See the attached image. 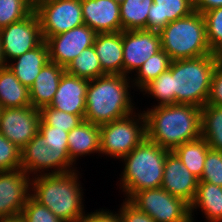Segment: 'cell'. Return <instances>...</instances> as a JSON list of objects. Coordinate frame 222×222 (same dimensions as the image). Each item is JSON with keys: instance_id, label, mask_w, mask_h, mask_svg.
<instances>
[{"instance_id": "45", "label": "cell", "mask_w": 222, "mask_h": 222, "mask_svg": "<svg viewBox=\"0 0 222 222\" xmlns=\"http://www.w3.org/2000/svg\"><path fill=\"white\" fill-rule=\"evenodd\" d=\"M117 1L119 4H121L124 0H115Z\"/></svg>"}, {"instance_id": "43", "label": "cell", "mask_w": 222, "mask_h": 222, "mask_svg": "<svg viewBox=\"0 0 222 222\" xmlns=\"http://www.w3.org/2000/svg\"><path fill=\"white\" fill-rule=\"evenodd\" d=\"M6 66L4 62L3 54H2V45H1V37H0V69Z\"/></svg>"}, {"instance_id": "15", "label": "cell", "mask_w": 222, "mask_h": 222, "mask_svg": "<svg viewBox=\"0 0 222 222\" xmlns=\"http://www.w3.org/2000/svg\"><path fill=\"white\" fill-rule=\"evenodd\" d=\"M30 192L31 178L23 169L0 172V218L20 215Z\"/></svg>"}, {"instance_id": "44", "label": "cell", "mask_w": 222, "mask_h": 222, "mask_svg": "<svg viewBox=\"0 0 222 222\" xmlns=\"http://www.w3.org/2000/svg\"><path fill=\"white\" fill-rule=\"evenodd\" d=\"M34 5L40 0H30Z\"/></svg>"}, {"instance_id": "17", "label": "cell", "mask_w": 222, "mask_h": 222, "mask_svg": "<svg viewBox=\"0 0 222 222\" xmlns=\"http://www.w3.org/2000/svg\"><path fill=\"white\" fill-rule=\"evenodd\" d=\"M88 83V79L71 75L65 71L49 106L72 115H79L84 120Z\"/></svg>"}, {"instance_id": "32", "label": "cell", "mask_w": 222, "mask_h": 222, "mask_svg": "<svg viewBox=\"0 0 222 222\" xmlns=\"http://www.w3.org/2000/svg\"><path fill=\"white\" fill-rule=\"evenodd\" d=\"M33 10L30 0H0V29L22 20Z\"/></svg>"}, {"instance_id": "16", "label": "cell", "mask_w": 222, "mask_h": 222, "mask_svg": "<svg viewBox=\"0 0 222 222\" xmlns=\"http://www.w3.org/2000/svg\"><path fill=\"white\" fill-rule=\"evenodd\" d=\"M198 182L199 179L184 166L178 156L169 151L165 159L161 187L191 204L197 192Z\"/></svg>"}, {"instance_id": "5", "label": "cell", "mask_w": 222, "mask_h": 222, "mask_svg": "<svg viewBox=\"0 0 222 222\" xmlns=\"http://www.w3.org/2000/svg\"><path fill=\"white\" fill-rule=\"evenodd\" d=\"M168 152L169 150L145 138L120 160L124 161V169L118 186L125 193V199H130L138 191L161 188Z\"/></svg>"}, {"instance_id": "39", "label": "cell", "mask_w": 222, "mask_h": 222, "mask_svg": "<svg viewBox=\"0 0 222 222\" xmlns=\"http://www.w3.org/2000/svg\"><path fill=\"white\" fill-rule=\"evenodd\" d=\"M206 104L222 106V62L220 61L212 75L210 94Z\"/></svg>"}, {"instance_id": "34", "label": "cell", "mask_w": 222, "mask_h": 222, "mask_svg": "<svg viewBox=\"0 0 222 222\" xmlns=\"http://www.w3.org/2000/svg\"><path fill=\"white\" fill-rule=\"evenodd\" d=\"M39 112L40 120L44 124L63 129L67 132L76 128L83 121L79 115H72L61 110H56L49 105L41 107Z\"/></svg>"}, {"instance_id": "36", "label": "cell", "mask_w": 222, "mask_h": 222, "mask_svg": "<svg viewBox=\"0 0 222 222\" xmlns=\"http://www.w3.org/2000/svg\"><path fill=\"white\" fill-rule=\"evenodd\" d=\"M21 168V149L0 133V172Z\"/></svg>"}, {"instance_id": "24", "label": "cell", "mask_w": 222, "mask_h": 222, "mask_svg": "<svg viewBox=\"0 0 222 222\" xmlns=\"http://www.w3.org/2000/svg\"><path fill=\"white\" fill-rule=\"evenodd\" d=\"M195 209H202L206 222H222V187L209 182H198L195 198L190 204L192 222L195 221Z\"/></svg>"}, {"instance_id": "6", "label": "cell", "mask_w": 222, "mask_h": 222, "mask_svg": "<svg viewBox=\"0 0 222 222\" xmlns=\"http://www.w3.org/2000/svg\"><path fill=\"white\" fill-rule=\"evenodd\" d=\"M220 62L217 54L172 61V92L174 104L202 108L206 105L213 72Z\"/></svg>"}, {"instance_id": "26", "label": "cell", "mask_w": 222, "mask_h": 222, "mask_svg": "<svg viewBox=\"0 0 222 222\" xmlns=\"http://www.w3.org/2000/svg\"><path fill=\"white\" fill-rule=\"evenodd\" d=\"M210 149L207 141L199 139L181 144L173 152L182 161L184 166L198 179L201 178L207 152Z\"/></svg>"}, {"instance_id": "30", "label": "cell", "mask_w": 222, "mask_h": 222, "mask_svg": "<svg viewBox=\"0 0 222 222\" xmlns=\"http://www.w3.org/2000/svg\"><path fill=\"white\" fill-rule=\"evenodd\" d=\"M65 71L71 75L88 80L105 75L93 45L84 49L79 56L74 58L65 68Z\"/></svg>"}, {"instance_id": "37", "label": "cell", "mask_w": 222, "mask_h": 222, "mask_svg": "<svg viewBox=\"0 0 222 222\" xmlns=\"http://www.w3.org/2000/svg\"><path fill=\"white\" fill-rule=\"evenodd\" d=\"M26 222H63L51 210L37 202L31 195L21 211Z\"/></svg>"}, {"instance_id": "35", "label": "cell", "mask_w": 222, "mask_h": 222, "mask_svg": "<svg viewBox=\"0 0 222 222\" xmlns=\"http://www.w3.org/2000/svg\"><path fill=\"white\" fill-rule=\"evenodd\" d=\"M199 182H209L222 187V152L209 149Z\"/></svg>"}, {"instance_id": "38", "label": "cell", "mask_w": 222, "mask_h": 222, "mask_svg": "<svg viewBox=\"0 0 222 222\" xmlns=\"http://www.w3.org/2000/svg\"><path fill=\"white\" fill-rule=\"evenodd\" d=\"M121 222H155L148 214L141 211L129 199L123 200L117 211Z\"/></svg>"}, {"instance_id": "18", "label": "cell", "mask_w": 222, "mask_h": 222, "mask_svg": "<svg viewBox=\"0 0 222 222\" xmlns=\"http://www.w3.org/2000/svg\"><path fill=\"white\" fill-rule=\"evenodd\" d=\"M84 24L96 33L122 31L120 4L115 0H81Z\"/></svg>"}, {"instance_id": "11", "label": "cell", "mask_w": 222, "mask_h": 222, "mask_svg": "<svg viewBox=\"0 0 222 222\" xmlns=\"http://www.w3.org/2000/svg\"><path fill=\"white\" fill-rule=\"evenodd\" d=\"M2 54L6 65L15 58L36 48L44 40L37 13L0 29Z\"/></svg>"}, {"instance_id": "10", "label": "cell", "mask_w": 222, "mask_h": 222, "mask_svg": "<svg viewBox=\"0 0 222 222\" xmlns=\"http://www.w3.org/2000/svg\"><path fill=\"white\" fill-rule=\"evenodd\" d=\"M34 10L45 41L84 24L81 0H40Z\"/></svg>"}, {"instance_id": "19", "label": "cell", "mask_w": 222, "mask_h": 222, "mask_svg": "<svg viewBox=\"0 0 222 222\" xmlns=\"http://www.w3.org/2000/svg\"><path fill=\"white\" fill-rule=\"evenodd\" d=\"M64 72V67L51 61L42 67L41 72L29 88L31 106L40 109L51 104Z\"/></svg>"}, {"instance_id": "23", "label": "cell", "mask_w": 222, "mask_h": 222, "mask_svg": "<svg viewBox=\"0 0 222 222\" xmlns=\"http://www.w3.org/2000/svg\"><path fill=\"white\" fill-rule=\"evenodd\" d=\"M68 152L70 159L76 164L79 157L87 154L100 155V126L82 121L68 133Z\"/></svg>"}, {"instance_id": "7", "label": "cell", "mask_w": 222, "mask_h": 222, "mask_svg": "<svg viewBox=\"0 0 222 222\" xmlns=\"http://www.w3.org/2000/svg\"><path fill=\"white\" fill-rule=\"evenodd\" d=\"M161 46L171 61L212 54L206 37L202 13L194 10L188 16L169 22L160 32Z\"/></svg>"}, {"instance_id": "4", "label": "cell", "mask_w": 222, "mask_h": 222, "mask_svg": "<svg viewBox=\"0 0 222 222\" xmlns=\"http://www.w3.org/2000/svg\"><path fill=\"white\" fill-rule=\"evenodd\" d=\"M79 171L31 178V196L63 222H78L84 215Z\"/></svg>"}, {"instance_id": "40", "label": "cell", "mask_w": 222, "mask_h": 222, "mask_svg": "<svg viewBox=\"0 0 222 222\" xmlns=\"http://www.w3.org/2000/svg\"><path fill=\"white\" fill-rule=\"evenodd\" d=\"M103 208L91 213L85 214L78 222H121L118 213Z\"/></svg>"}, {"instance_id": "9", "label": "cell", "mask_w": 222, "mask_h": 222, "mask_svg": "<svg viewBox=\"0 0 222 222\" xmlns=\"http://www.w3.org/2000/svg\"><path fill=\"white\" fill-rule=\"evenodd\" d=\"M129 200L155 222H192L190 204L162 187L138 191Z\"/></svg>"}, {"instance_id": "20", "label": "cell", "mask_w": 222, "mask_h": 222, "mask_svg": "<svg viewBox=\"0 0 222 222\" xmlns=\"http://www.w3.org/2000/svg\"><path fill=\"white\" fill-rule=\"evenodd\" d=\"M93 46L105 74L123 75L122 31L97 33Z\"/></svg>"}, {"instance_id": "2", "label": "cell", "mask_w": 222, "mask_h": 222, "mask_svg": "<svg viewBox=\"0 0 222 222\" xmlns=\"http://www.w3.org/2000/svg\"><path fill=\"white\" fill-rule=\"evenodd\" d=\"M131 86V77L125 75L105 74L89 80L84 121L101 126L135 112Z\"/></svg>"}, {"instance_id": "22", "label": "cell", "mask_w": 222, "mask_h": 222, "mask_svg": "<svg viewBox=\"0 0 222 222\" xmlns=\"http://www.w3.org/2000/svg\"><path fill=\"white\" fill-rule=\"evenodd\" d=\"M194 11L193 0H153L148 11L147 30L160 32L169 22Z\"/></svg>"}, {"instance_id": "1", "label": "cell", "mask_w": 222, "mask_h": 222, "mask_svg": "<svg viewBox=\"0 0 222 222\" xmlns=\"http://www.w3.org/2000/svg\"><path fill=\"white\" fill-rule=\"evenodd\" d=\"M143 110L146 138L161 148H175L201 137V108L188 104L155 106Z\"/></svg>"}, {"instance_id": "41", "label": "cell", "mask_w": 222, "mask_h": 222, "mask_svg": "<svg viewBox=\"0 0 222 222\" xmlns=\"http://www.w3.org/2000/svg\"><path fill=\"white\" fill-rule=\"evenodd\" d=\"M194 10L204 13L208 10L222 7V0H193Z\"/></svg>"}, {"instance_id": "33", "label": "cell", "mask_w": 222, "mask_h": 222, "mask_svg": "<svg viewBox=\"0 0 222 222\" xmlns=\"http://www.w3.org/2000/svg\"><path fill=\"white\" fill-rule=\"evenodd\" d=\"M206 24V37L211 52L222 54V7L203 13Z\"/></svg>"}, {"instance_id": "8", "label": "cell", "mask_w": 222, "mask_h": 222, "mask_svg": "<svg viewBox=\"0 0 222 222\" xmlns=\"http://www.w3.org/2000/svg\"><path fill=\"white\" fill-rule=\"evenodd\" d=\"M141 112L135 110L100 126V154L120 160L146 138V119Z\"/></svg>"}, {"instance_id": "42", "label": "cell", "mask_w": 222, "mask_h": 222, "mask_svg": "<svg viewBox=\"0 0 222 222\" xmlns=\"http://www.w3.org/2000/svg\"><path fill=\"white\" fill-rule=\"evenodd\" d=\"M0 222H26V221L20 214L13 217L0 218Z\"/></svg>"}, {"instance_id": "27", "label": "cell", "mask_w": 222, "mask_h": 222, "mask_svg": "<svg viewBox=\"0 0 222 222\" xmlns=\"http://www.w3.org/2000/svg\"><path fill=\"white\" fill-rule=\"evenodd\" d=\"M201 137L210 149L222 152V106L206 104L201 108Z\"/></svg>"}, {"instance_id": "28", "label": "cell", "mask_w": 222, "mask_h": 222, "mask_svg": "<svg viewBox=\"0 0 222 222\" xmlns=\"http://www.w3.org/2000/svg\"><path fill=\"white\" fill-rule=\"evenodd\" d=\"M153 0H124L120 4L122 31L147 29L148 11Z\"/></svg>"}, {"instance_id": "29", "label": "cell", "mask_w": 222, "mask_h": 222, "mask_svg": "<svg viewBox=\"0 0 222 222\" xmlns=\"http://www.w3.org/2000/svg\"><path fill=\"white\" fill-rule=\"evenodd\" d=\"M170 63L171 59L164 50H160L151 56L134 74L136 77L131 78L133 88L137 87L136 89L141 91L152 80L156 79L163 72H166L169 69Z\"/></svg>"}, {"instance_id": "14", "label": "cell", "mask_w": 222, "mask_h": 222, "mask_svg": "<svg viewBox=\"0 0 222 222\" xmlns=\"http://www.w3.org/2000/svg\"><path fill=\"white\" fill-rule=\"evenodd\" d=\"M96 35L97 33L93 29L83 24L67 32L49 37L46 40L49 61L66 68L84 49L94 44Z\"/></svg>"}, {"instance_id": "31", "label": "cell", "mask_w": 222, "mask_h": 222, "mask_svg": "<svg viewBox=\"0 0 222 222\" xmlns=\"http://www.w3.org/2000/svg\"><path fill=\"white\" fill-rule=\"evenodd\" d=\"M140 92H142L144 96L147 94L148 97L151 96V98L157 99L156 101H158V103L157 105H153V107L174 104V92H172V61L166 72H163L156 79L152 80Z\"/></svg>"}, {"instance_id": "25", "label": "cell", "mask_w": 222, "mask_h": 222, "mask_svg": "<svg viewBox=\"0 0 222 222\" xmlns=\"http://www.w3.org/2000/svg\"><path fill=\"white\" fill-rule=\"evenodd\" d=\"M0 106L2 108L31 106L29 88L17 79L7 65L0 69Z\"/></svg>"}, {"instance_id": "21", "label": "cell", "mask_w": 222, "mask_h": 222, "mask_svg": "<svg viewBox=\"0 0 222 222\" xmlns=\"http://www.w3.org/2000/svg\"><path fill=\"white\" fill-rule=\"evenodd\" d=\"M49 62V49L44 40L36 48L10 61L7 66L11 69L17 79L30 88L42 67Z\"/></svg>"}, {"instance_id": "12", "label": "cell", "mask_w": 222, "mask_h": 222, "mask_svg": "<svg viewBox=\"0 0 222 222\" xmlns=\"http://www.w3.org/2000/svg\"><path fill=\"white\" fill-rule=\"evenodd\" d=\"M39 122V109L33 106L2 108L0 133L22 150L38 133Z\"/></svg>"}, {"instance_id": "13", "label": "cell", "mask_w": 222, "mask_h": 222, "mask_svg": "<svg viewBox=\"0 0 222 222\" xmlns=\"http://www.w3.org/2000/svg\"><path fill=\"white\" fill-rule=\"evenodd\" d=\"M123 75L138 71L147 59L162 50L159 32L147 29L122 31ZM135 71V72H134Z\"/></svg>"}, {"instance_id": "3", "label": "cell", "mask_w": 222, "mask_h": 222, "mask_svg": "<svg viewBox=\"0 0 222 222\" xmlns=\"http://www.w3.org/2000/svg\"><path fill=\"white\" fill-rule=\"evenodd\" d=\"M68 133L40 120L38 133L21 150V169L30 177L76 170L69 157Z\"/></svg>"}]
</instances>
